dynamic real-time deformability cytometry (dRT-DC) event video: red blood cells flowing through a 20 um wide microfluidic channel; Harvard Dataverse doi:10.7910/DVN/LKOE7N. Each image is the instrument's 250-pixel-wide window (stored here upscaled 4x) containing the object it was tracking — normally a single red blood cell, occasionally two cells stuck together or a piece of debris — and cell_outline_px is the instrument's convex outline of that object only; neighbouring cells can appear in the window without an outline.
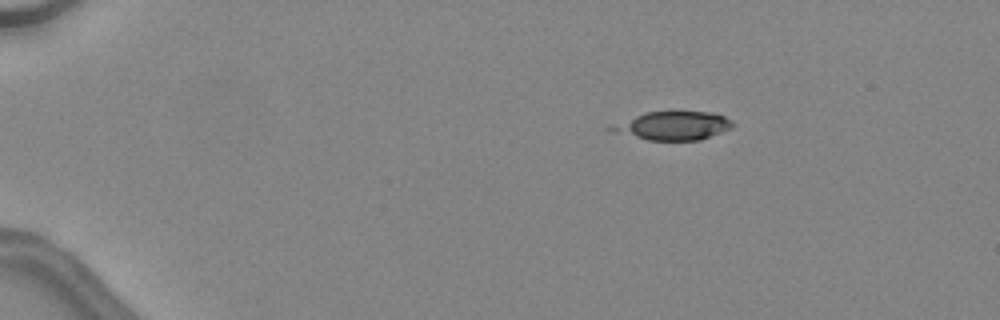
{"species": "common noctule bat (a hibernating species)", "species_latin": "Nyctalus noctula", "temperature_condition": "warm", "stored_images_in_passage": 21, "camera_frame_rate_fps": 3000, "um_per_image_px": 0.085, "animal": {"sex": "female", "body_mass_g": 24.6, "forearm_length_mm": 56.2}, "frame": {"image": 1, "passage_image": 1, "time_ms": 0.0, "image_size_px": [1000, 320], "cell_outline_px": [[736, 124], [732, 128], [700, 140], [648, 140], [616, 132], [604, 128], [644, 112], [672, 108], [712, 112], [724, 116], [732, 120]], "centroid_in_image_um": [57.26, 10.62], "position_along_channel_um": 27.7, "area_um2": 20.98}}
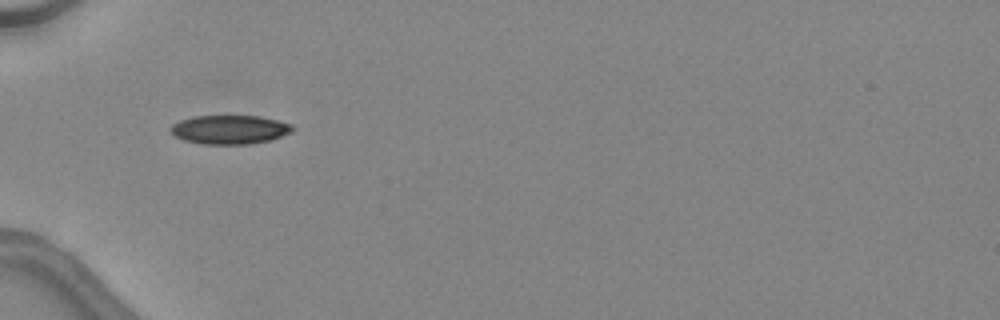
{"frame": {"image": 2, "passage_image": 10, "time_ms": 3.0, "image_size_px": [1000, 320], "cell_outline_px": [[296, 128], [292, 132], [268, 140], [248, 144], [204, 144], [184, 140], [168, 132], [168, 128], [172, 124], [180, 120], [192, 116], [260, 116], [292, 124]], "centroid_in_image_um": [19.49, 11.01], "position_along_channel_um": 65.5, "area_um2": 20.58}}
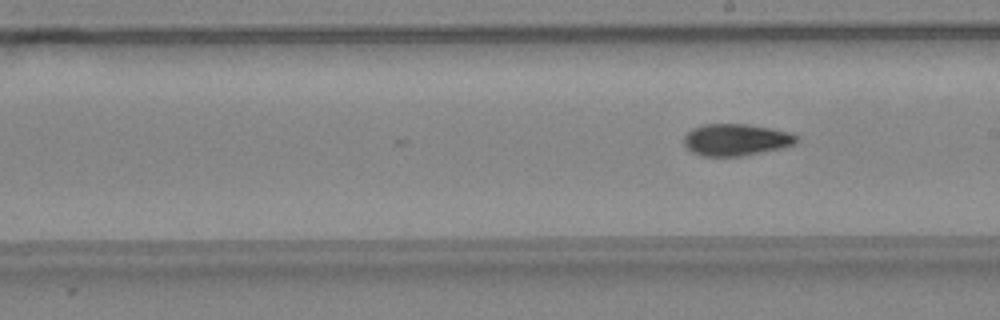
{"frame": {"image": 3, "passage_image": 21, "time_ms": 6.667, "image_size_px": [1000, 320], "cell_outline_px": [[800, 140], [796, 144], [780, 148], [740, 156], [700, 156], [692, 152], [684, 144], [684, 136], [692, 128], [704, 124], [748, 124], [788, 132], [800, 136]], "centroid_in_image_um": [62.56, 11.88], "position_along_channel_um": 226.4, "area_um2": 20.87}}